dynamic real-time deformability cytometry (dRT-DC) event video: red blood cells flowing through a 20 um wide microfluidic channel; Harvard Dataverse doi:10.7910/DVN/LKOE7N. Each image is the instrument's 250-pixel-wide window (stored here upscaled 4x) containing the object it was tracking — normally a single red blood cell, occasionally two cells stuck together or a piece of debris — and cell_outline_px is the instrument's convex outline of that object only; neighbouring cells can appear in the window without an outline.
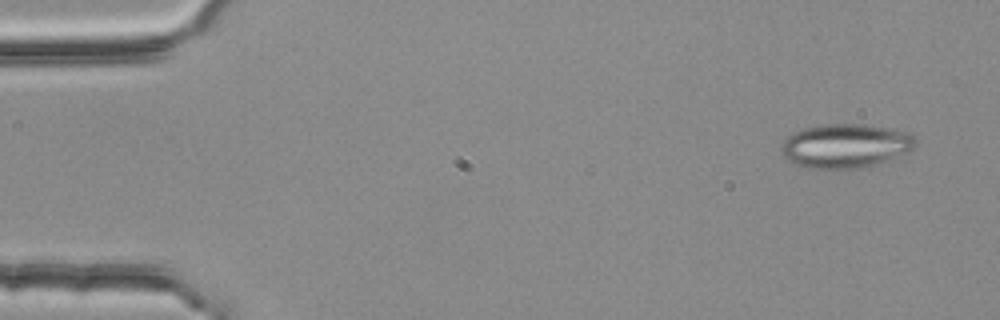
{"species": "common noctule bat (a hibernating species)", "species_latin": "Nyctalus noctula", "temperature_condition": "room temperature", "stored_images_in_passage": 4, "camera_frame_rate_fps": 3000, "um_per_image_px": 0.085, "animal": {"sex": "female", "body_mass_g": 25.1}, "frame": {"image": 1, "passage_image": 1, "time_ms": 0.0, "image_size_px": [1000, 320], "cell_outline_px": [[916, 144], [912, 148], [904, 152], [884, 160], [860, 168], [808, 168], [796, 164], [788, 160], [784, 156], [780, 148], [780, 144], [792, 132], [800, 128], [824, 124], [864, 124], [888, 128], [908, 132], [916, 136]], "centroid_in_image_um": [71.8, 12.37], "position_along_channel_um": 13.2, "area_um2": 34.16}}